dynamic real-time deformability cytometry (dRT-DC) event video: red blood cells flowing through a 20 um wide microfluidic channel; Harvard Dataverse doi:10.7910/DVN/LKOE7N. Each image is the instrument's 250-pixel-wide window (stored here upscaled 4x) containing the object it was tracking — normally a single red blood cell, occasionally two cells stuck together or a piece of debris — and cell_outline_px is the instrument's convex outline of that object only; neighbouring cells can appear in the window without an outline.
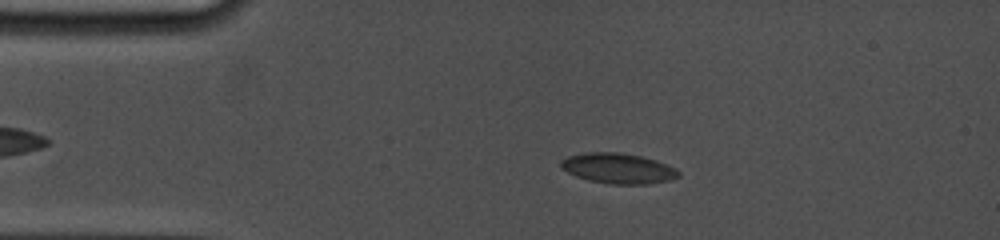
{"species": "common noctule bat (a hibernating species)", "species_latin": "Nyctalus noctula", "temperature_condition": "cold", "stored_images_in_passage": 22, "camera_frame_rate_fps": 5000, "um_per_image_px": 0.085, "animal": {"sex": "female", "body_mass_g": 19.0, "forearm_length_mm": 53.3}, "frame": {"image": 1, "passage_image": 4, "time_ms": 3.2, "image_size_px": [1000, 240], "cell_outline_px": [[680, 176], [668, 180], [648, 184], [608, 184], [588, 180], [576, 176], [560, 168], [560, 160], [568, 156], [584, 152], [620, 152], [640, 156], [656, 160], [676, 168], [680, 172]], "centroid_in_image_um": [52.52, 14.31], "position_along_channel_um": 32.5, "area_um2": 20.92}}
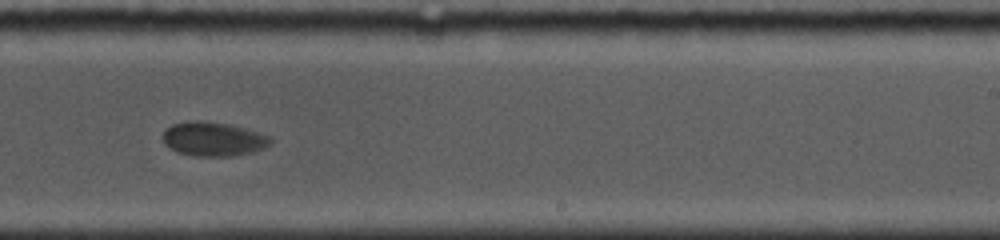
{"frame": {"image": 2, "passage_image": 12, "time_ms": 10.8, "image_size_px": [1000, 240], "cell_outline_px": [[272, 144], [264, 148], [252, 152], [232, 156], [192, 156], [176, 152], [168, 148], [164, 144], [164, 132], [172, 124], [188, 120], [208, 120], [228, 124], [244, 128], [268, 136], [272, 140]], "centroid_in_image_um": [18.1, 11.82], "position_along_channel_um": 270.9, "area_um2": 21.56}}
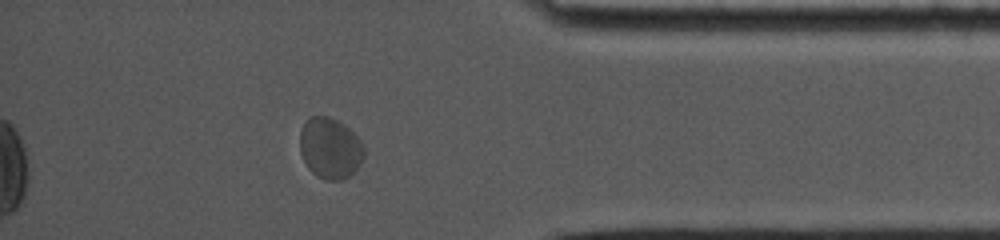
{"frame": {"image": 3, "passage_image": 19, "time_ms": 14.8, "image_size_px": [1000, 240], "cell_outline_px": [[364, 156], [360, 164], [344, 180], [324, 180], [316, 176], [308, 168], [300, 152], [300, 132], [304, 124], [312, 116], [328, 116], [344, 124], [364, 144]], "centroid_in_image_um": [28.06, 12.61], "position_along_channel_um": 407.1, "area_um2": 22.72}, "authors_computed_cell_mechanics": {"area_um2": 21.7328, "velocity_mm_per_s": 3.668, "shape_relaxation_time_tau1_ms": 6.2375, "shape_relaxation_time_tau2_ms": null, "deformation_change_tau1": 0.1038, "deformation_change_tau2": null}}